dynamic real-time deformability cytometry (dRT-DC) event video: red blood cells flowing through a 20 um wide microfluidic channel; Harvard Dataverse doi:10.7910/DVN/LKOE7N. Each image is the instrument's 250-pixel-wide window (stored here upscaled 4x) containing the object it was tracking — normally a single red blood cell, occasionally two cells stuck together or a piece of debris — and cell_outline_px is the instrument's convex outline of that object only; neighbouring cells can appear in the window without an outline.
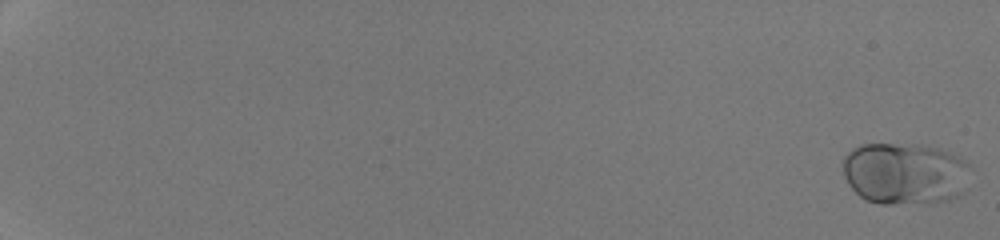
{"species": "human", "species_latin": "Homo sapiens", "temperature_condition": "room temperature", "stored_images_in_passage": 53, "camera_frame_rate_fps": 3000, "um_per_image_px": 0.085, "donor": {"sex": "male"}, "frame": {"image": 1, "passage_image": 1, "time_ms": 0.0, "image_size_px": [1000, 240], "cell_outline_px": [[972, 168], [968, 188], [964, 192], [948, 200], [892, 204], [880, 204], [864, 200], [848, 184], [844, 176], [844, 156], [852, 148], [860, 144], [924, 144], [940, 148], [964, 160]], "centroid_in_image_um": [76.95, 14.73], "position_along_channel_um": 8.1, "area_um2": 46.59}}
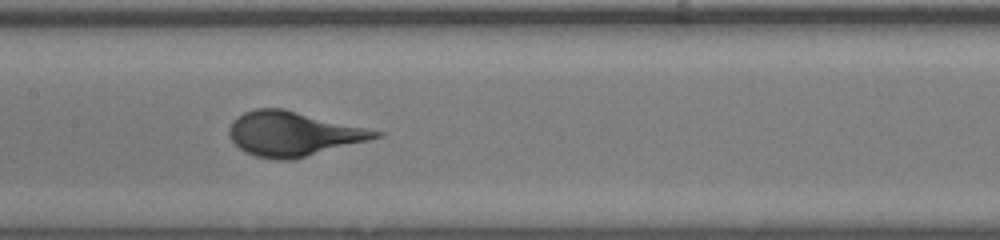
{"frame": {"image": 2, "passage_image": 31, "time_ms": 10.0, "image_size_px": [1000, 240], "cell_outline_px": [[384, 136], [292, 160], [280, 160], [256, 156], [244, 152], [228, 136], [228, 128], [232, 120], [236, 116], [244, 112], [256, 108], [284, 108], [384, 132]], "centroid_in_image_um": [24.89, 11.36], "position_along_channel_um": 182.5, "area_um2": 37.97}}
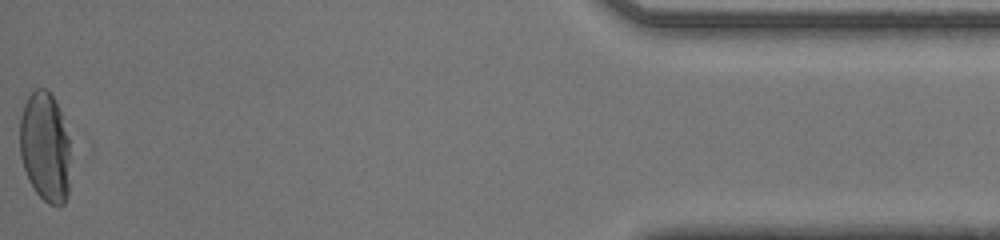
{"frame": {"image": 3, "passage_image": 53, "time_ms": 17.333, "image_size_px": [1000, 240], "cell_outline_px": [[68, 196], [64, 204], [48, 204], [36, 192], [28, 180], [20, 156], [20, 116], [24, 104], [28, 96], [36, 88], [44, 88], [52, 96], [60, 112], [68, 136]], "centroid_in_image_um": [3.8, 12.5], "position_along_channel_um": 431.4, "area_um2": 32.02}}